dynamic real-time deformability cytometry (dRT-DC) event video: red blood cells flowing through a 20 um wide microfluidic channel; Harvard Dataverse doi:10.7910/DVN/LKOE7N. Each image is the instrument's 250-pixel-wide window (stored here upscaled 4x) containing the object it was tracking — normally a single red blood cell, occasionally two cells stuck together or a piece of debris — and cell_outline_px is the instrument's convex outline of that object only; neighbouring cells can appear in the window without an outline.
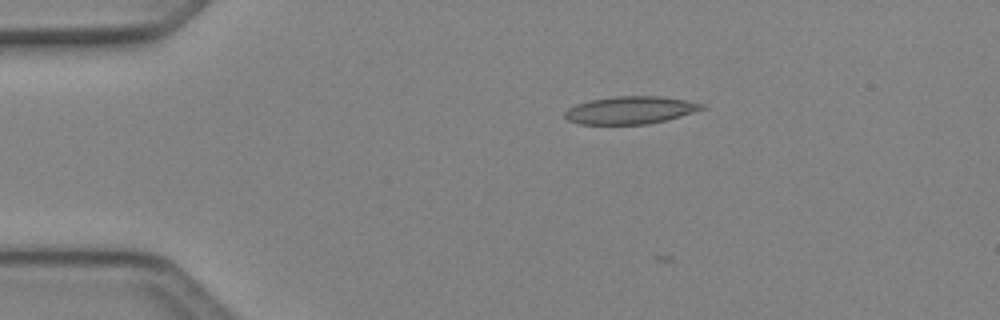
{"species": "Egyptian fruit bat (a non-hibernating species)", "species_latin": "Rousettus aegyptiacus", "temperature_condition": "cold", "stored_images_in_passage": 14, "camera_frame_rate_fps": 3000, "um_per_image_px": 0.085, "animal": {"sex": "female"}, "frame": {"image": 1, "passage_image": 10, "time_ms": 3.0, "image_size_px": [1000, 320], "cell_outline_px": [[704, 108], [680, 116], [648, 124], [580, 124], [568, 120], [564, 116], [564, 112], [568, 108], [576, 104], [588, 100], [616, 96], [656, 96], [684, 100], [704, 104]], "centroid_in_image_um": [53.51, 9.36], "position_along_channel_um": 31.5, "area_um2": 21.79}}